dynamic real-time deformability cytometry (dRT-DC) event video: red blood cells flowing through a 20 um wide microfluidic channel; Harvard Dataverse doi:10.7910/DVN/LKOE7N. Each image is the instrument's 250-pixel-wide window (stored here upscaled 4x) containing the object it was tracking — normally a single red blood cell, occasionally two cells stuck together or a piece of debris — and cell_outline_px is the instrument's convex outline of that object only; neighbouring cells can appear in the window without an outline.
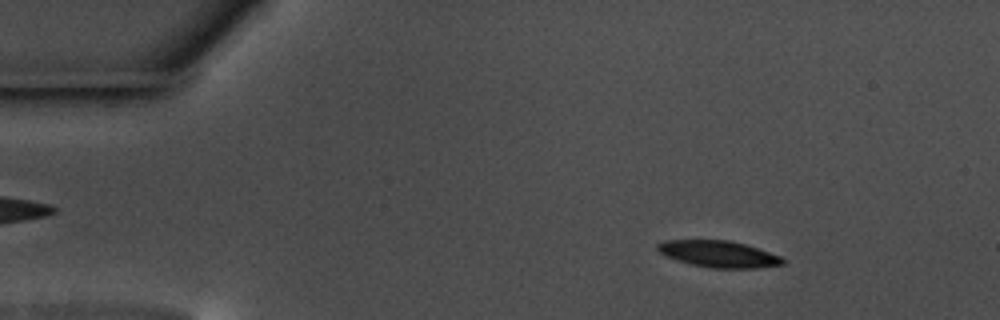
{"species": "common noctule bat (a hibernating species)", "species_latin": "Nyctalus noctula", "temperature_condition": "warm", "stored_images_in_passage": 58, "camera_frame_rate_fps": 3000, "um_per_image_px": 0.085, "animal": {"sex": "male", "body_mass_g": 17.5, "forearm_length_mm": 52.3}, "frame": {"image": 1, "passage_image": 8, "time_ms": 2.333, "image_size_px": [1000, 320], "cell_outline_px": [[784, 264], [756, 268], [712, 268], [692, 264], [668, 256], [660, 252], [656, 248], [656, 244], [664, 240], [728, 240], [744, 244], [780, 256], [784, 260]], "centroid_in_image_um": [61.07, 21.58], "position_along_channel_um": 23.9, "area_um2": 19.02}}
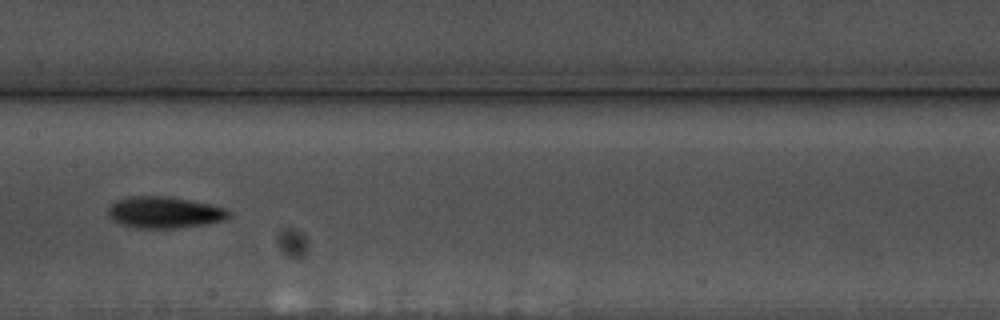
{"frame": {"image": 2, "passage_image": 29, "time_ms": 9.333, "image_size_px": [1000, 320], "cell_outline_px": [[228, 216], [224, 220], [204, 224], [176, 228], [136, 228], [120, 224], [112, 220], [108, 216], [108, 208], [116, 200], [128, 196], [172, 196], [228, 208]], "centroid_in_image_um": [13.94, 18.04], "position_along_channel_um": 193.5, "area_um2": 22.25}}
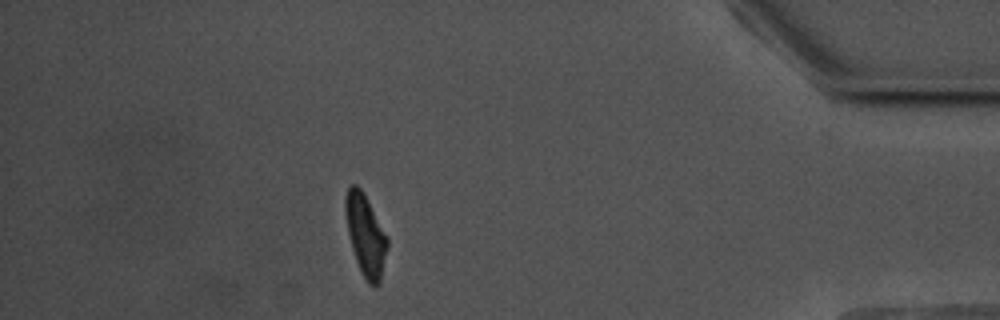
{"frame": {"image": 3, "passage_image": 51, "time_ms": 16.667, "image_size_px": [1000, 320], "cell_outline_px": [[388, 244], [380, 284], [376, 288], [372, 288], [368, 284], [356, 260], [352, 248], [348, 232], [344, 208], [344, 196], [348, 188], [352, 184], [356, 184], [364, 192], [388, 236]], "centroid_in_image_um": [31.08, 19.98], "position_along_channel_um": 404.1, "area_um2": 20.11}, "authors_computed_cell_mechanics": {"area_um2": 20.1433, "velocity_mm_per_s": 3.5062, "shape_relaxation_time_tau1_ms": 3.8877, "shape_relaxation_time_tau2_ms": 9.4532, "deformation_change_tau1": 0.1566, "deformation_change_tau2": 0.1618}}